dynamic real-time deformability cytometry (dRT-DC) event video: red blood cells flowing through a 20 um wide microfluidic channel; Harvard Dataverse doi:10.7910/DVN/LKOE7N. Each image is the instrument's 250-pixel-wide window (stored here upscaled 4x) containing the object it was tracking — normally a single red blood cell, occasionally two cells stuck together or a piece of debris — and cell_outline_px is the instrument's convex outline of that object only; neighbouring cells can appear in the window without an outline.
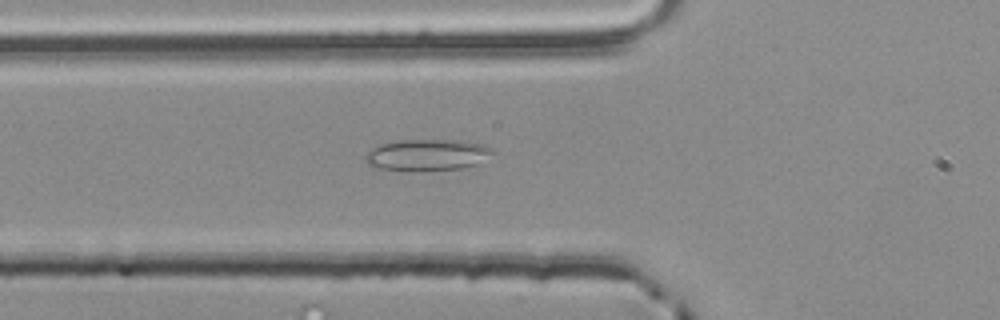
{"species": "common noctule bat (a hibernating species)", "species_latin": "Nyctalus noctula", "temperature_condition": "room temperature", "stored_images_in_passage": 47, "camera_frame_rate_fps": 3000, "um_per_image_px": 0.085, "animal": {"sex": "male", "body_mass_g": 20.4}, "frame": {"image": 1, "passage_image": 16, "time_ms": 5.0, "image_size_px": [1000, 320], "cell_outline_px": [[496, 152], [480, 164], [464, 168], [380, 168], [368, 164], [364, 160], [364, 156], [372, 148], [380, 144], [396, 140], [460, 140], [484, 144], [492, 148]], "centroid_in_image_um": [36.4, 13.11], "position_along_channel_um": 89.4, "area_um2": 22.72}}
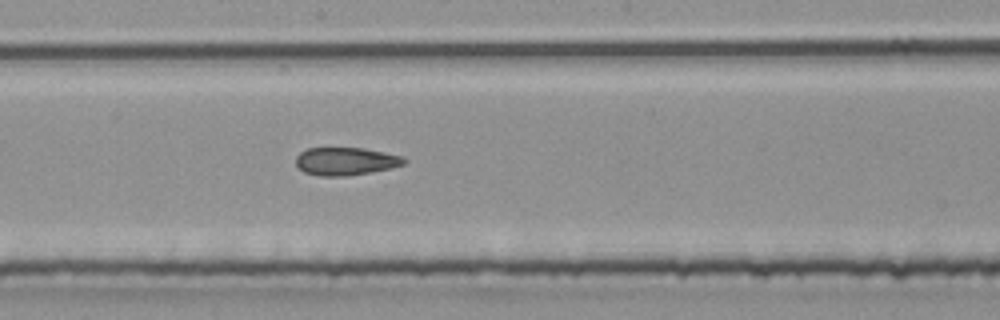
{"frame": {"image": 2, "passage_image": 26, "time_ms": 8.333, "image_size_px": [1000, 320], "cell_outline_px": [[408, 160], [404, 164], [388, 168], [348, 176], [320, 176], [304, 172], [296, 164], [296, 156], [300, 152], [308, 148], [364, 148], [404, 156]], "centroid_in_image_um": [29.38, 13.7], "position_along_channel_um": 218.8, "area_um2": 17.51}}
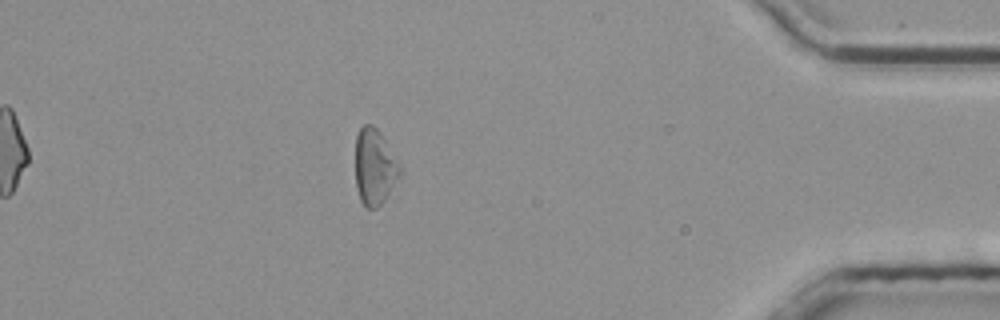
{"frame": {"image": 3, "passage_image": 44, "time_ms": 14.333, "image_size_px": [1000, 320], "cell_outline_px": [[404, 168], [384, 200], [376, 208], [364, 208], [360, 200], [356, 188], [356, 136], [360, 128], [364, 124], [372, 124], [380, 132]], "centroid_in_image_um": [31.85, 14.18], "position_along_channel_um": 403.3, "area_um2": 19.88}, "authors_computed_cell_mechanics": {"area_um2": 19.2474, "velocity_mm_per_s": 3.8528, "shape_relaxation_time_tau1_ms": null, "shape_relaxation_time_tau2_ms": 1.7701, "deformation_change_tau1": null, "deformation_change_tau2": 0.1019}}